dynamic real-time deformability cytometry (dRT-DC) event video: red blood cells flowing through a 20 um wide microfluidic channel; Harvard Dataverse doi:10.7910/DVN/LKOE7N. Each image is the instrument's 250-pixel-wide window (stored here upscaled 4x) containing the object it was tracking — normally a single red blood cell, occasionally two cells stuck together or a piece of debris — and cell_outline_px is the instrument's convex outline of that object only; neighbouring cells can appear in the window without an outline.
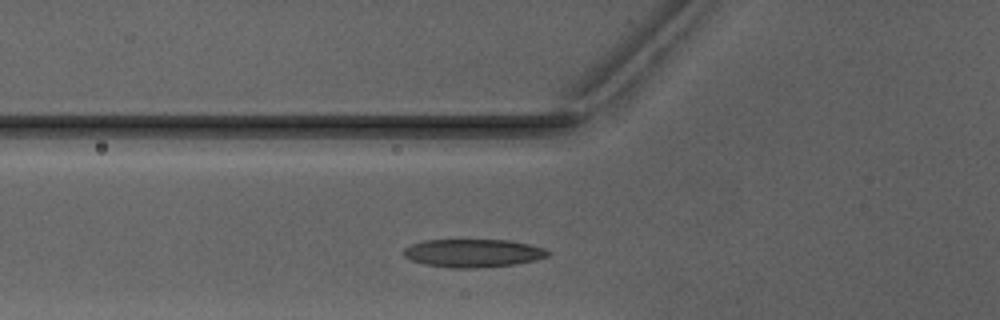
{"species": "Egyptian fruit bat (a non-hibernating species)", "species_latin": "Rousettus aegyptiacus", "temperature_condition": "warm", "stored_images_in_passage": 26, "camera_frame_rate_fps": 3000, "um_per_image_px": 0.085, "animal": {"sex": "male"}, "frame": {"image": 1, "passage_image": 4, "time_ms": 1.0, "image_size_px": [1000, 320], "cell_outline_px": [[548, 256], [536, 260], [516, 264], [476, 268], [452, 268], [424, 264], [412, 260], [404, 256], [404, 248], [412, 244], [424, 240], [512, 240], [544, 248], [548, 252]], "centroid_in_image_um": [40.21, 21.51], "position_along_channel_um": 85.6, "area_um2": 23.58}}
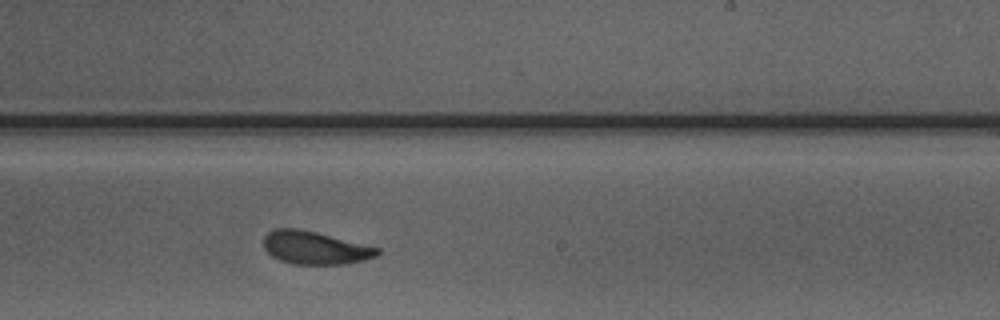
{"frame": {"image": 2, "passage_image": 17, "time_ms": 5.333, "image_size_px": [1000, 320], "cell_outline_px": [[380, 252], [376, 256], [364, 260], [344, 264], [292, 264], [280, 260], [272, 256], [264, 248], [264, 236], [268, 232], [276, 228], [296, 228], [316, 232], [380, 248]], "centroid_in_image_um": [26.76, 21.06], "position_along_channel_um": 262.2, "area_um2": 21.73}}
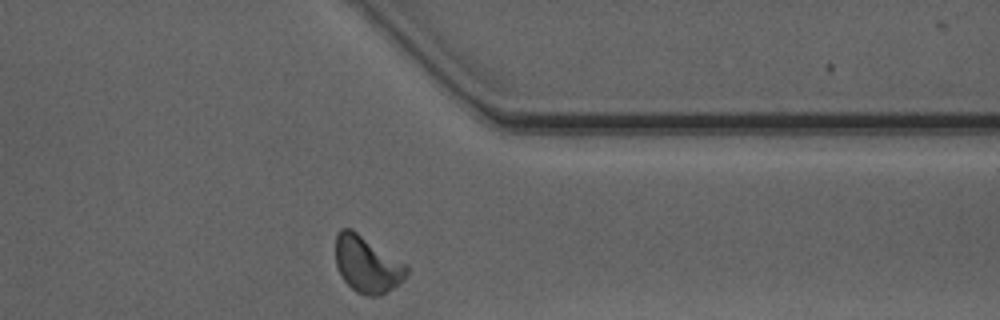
{"frame": {"image": 3, "passage_image": 26, "time_ms": 8.333, "image_size_px": [1000, 320], "cell_outline_px": [[408, 276], [404, 280], [380, 296], [368, 296], [356, 292], [344, 280], [336, 264], [336, 236], [340, 228], [352, 228], [408, 264]], "centroid_in_image_um": [31.24, 22.45], "position_along_channel_um": 380.2, "area_um2": 23.64}, "authors_computed_cell_mechanics": {"area_um2": 22.0796, "velocity_mm_per_s": 4.0702, "shape_relaxation_time_tau1_ms": 4.0417, "shape_relaxation_time_tau2_ms": 1.2526, "deformation_change_tau1": 0.1426, "deformation_change_tau2": 0.0682}}